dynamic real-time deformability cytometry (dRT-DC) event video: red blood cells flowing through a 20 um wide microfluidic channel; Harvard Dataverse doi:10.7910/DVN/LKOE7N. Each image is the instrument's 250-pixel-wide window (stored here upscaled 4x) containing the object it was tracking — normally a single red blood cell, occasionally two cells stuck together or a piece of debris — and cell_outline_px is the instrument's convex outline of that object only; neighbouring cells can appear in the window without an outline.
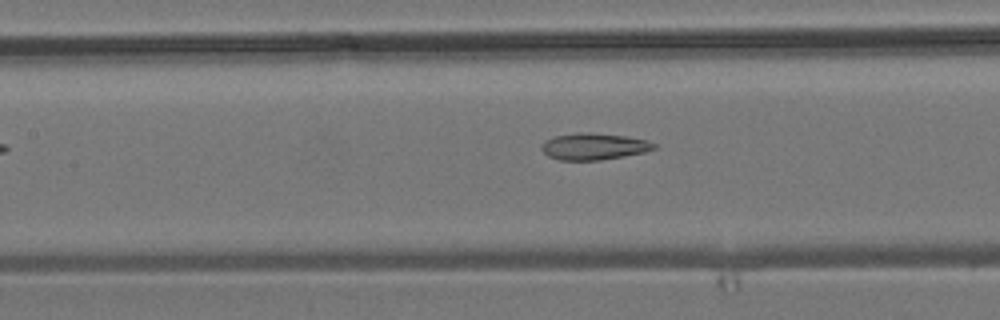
{"species": "common noctule bat (a hibernating species)", "species_latin": "Nyctalus noctula", "temperature_condition": "room temperature", "stored_images_in_passage": 7, "camera_frame_rate_fps": 3000, "um_per_image_px": 0.085, "animal": {"sex": "male", "body_mass_g": 19.2, "forearm_length_mm": 51.8}, "frame": {"image": 1, "passage_image": 7, "time_ms": 7.0, "image_size_px": [1000, 320], "cell_outline_px": [[656, 148], [644, 152], [624, 156], [600, 160], [560, 160], [548, 156], [540, 148], [540, 144], [544, 140], [552, 136], [576, 132], [592, 132], [628, 136], [648, 140], [656, 144]], "centroid_in_image_um": [50.45, 12.43], "position_along_channel_um": 157.0, "area_um2": 17.8}}